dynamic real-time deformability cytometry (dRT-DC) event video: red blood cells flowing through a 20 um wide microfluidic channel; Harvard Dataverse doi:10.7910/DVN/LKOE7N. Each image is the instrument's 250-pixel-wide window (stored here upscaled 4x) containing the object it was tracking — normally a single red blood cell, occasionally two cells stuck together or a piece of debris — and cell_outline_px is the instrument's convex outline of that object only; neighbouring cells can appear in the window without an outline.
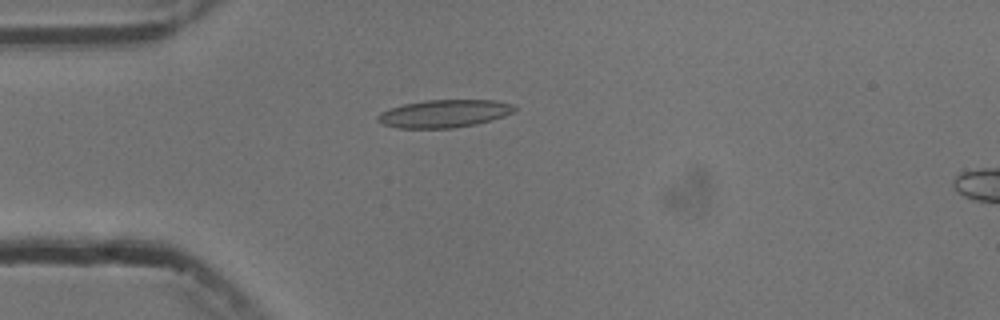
{"species": "common noctule bat (a hibernating species)", "species_latin": "Nyctalus noctula", "temperature_condition": "cold", "stored_images_in_passage": 1, "camera_frame_rate_fps": 3000, "um_per_image_px": 0.085, "animal": {"sex": "male", "body_mass_g": 13.3}, "frame": {"image": 1, "passage_image": 1, "time_ms": 0.0, "image_size_px": [1000, 320], "cell_outline_px": [[516, 108], [512, 112], [504, 116], [492, 120], [476, 124], [452, 128], [396, 128], [380, 124], [376, 120], [376, 116], [380, 112], [388, 108], [404, 104], [428, 100], [496, 100], [516, 104]], "centroid_in_image_um": [37.73, 9.66], "position_along_channel_um": 47.3, "area_um2": 22.37}}